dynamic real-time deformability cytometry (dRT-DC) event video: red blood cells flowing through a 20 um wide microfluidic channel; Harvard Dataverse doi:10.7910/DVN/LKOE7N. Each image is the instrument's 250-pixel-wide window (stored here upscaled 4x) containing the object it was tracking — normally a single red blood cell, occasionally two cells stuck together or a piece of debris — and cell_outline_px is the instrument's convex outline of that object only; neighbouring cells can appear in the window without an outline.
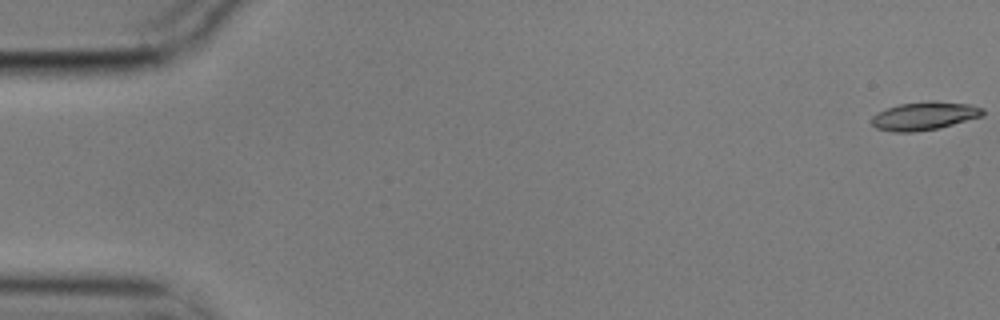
{"species": "common noctule bat (a hibernating species)", "species_latin": "Nyctalus noctula", "temperature_condition": "cold", "stored_images_in_passage": 57, "camera_frame_rate_fps": 3000, "um_per_image_px": 0.085, "animal": {"sex": "male", "body_mass_g": 17.9}, "frame": {"image": 1, "passage_image": 1, "time_ms": 0.0, "image_size_px": [1000, 320], "cell_outline_px": [[984, 116], [940, 128], [912, 132], [892, 132], [876, 128], [872, 124], [872, 116], [888, 108], [900, 104], [928, 100], [932, 100], [968, 104], [984, 108]], "centroid_in_image_um": [78.61, 9.85], "position_along_channel_um": 6.4, "area_um2": 18.38}}
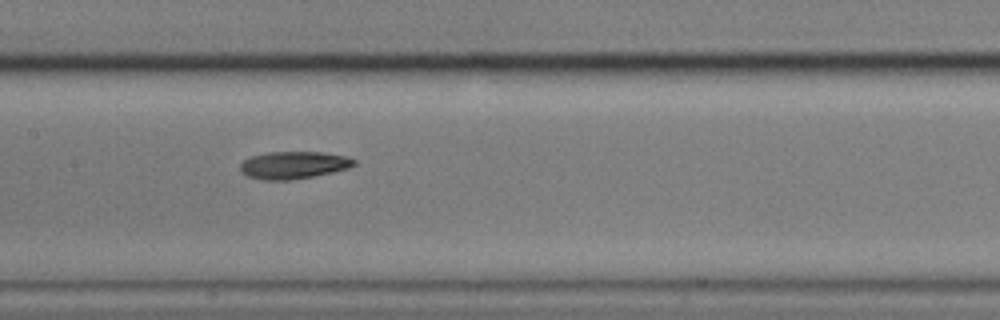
{"frame": {"image": 2, "passage_image": 28, "time_ms": 9.0, "image_size_px": [1000, 320], "cell_outline_px": [[356, 164], [348, 168], [332, 172], [312, 176], [288, 180], [264, 180], [248, 176], [240, 172], [240, 164], [244, 160], [252, 156], [268, 152], [320, 152], [348, 156], [356, 160]], "centroid_in_image_um": [24.95, 14.02], "position_along_channel_um": 182.4, "area_um2": 18.09}}
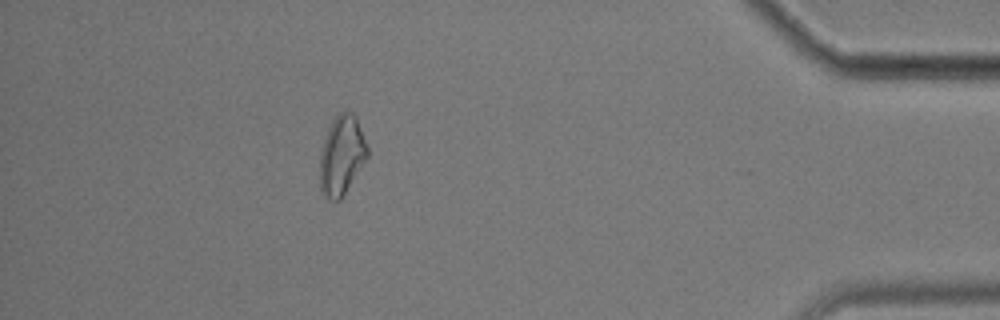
{"frame": {"image": 3, "passage_image": 51, "time_ms": 16.667, "image_size_px": [1000, 320], "cell_outline_px": [[368, 156], [340, 200], [328, 200], [320, 192], [320, 152], [328, 128], [332, 120], [340, 112], [348, 108], [356, 116], [368, 148]], "centroid_in_image_um": [29.03, 13.18], "position_along_channel_um": 406.2, "area_um2": 22.02}, "authors_computed_cell_mechanics": {"area_um2": 18.3804, "velocity_mm_per_s": 3.5421, "shape_relaxation_time_tau1_ms": 4.8616, "shape_relaxation_time_tau2_ms": null, "deformation_change_tau1": 0.137, "deformation_change_tau2": null}}